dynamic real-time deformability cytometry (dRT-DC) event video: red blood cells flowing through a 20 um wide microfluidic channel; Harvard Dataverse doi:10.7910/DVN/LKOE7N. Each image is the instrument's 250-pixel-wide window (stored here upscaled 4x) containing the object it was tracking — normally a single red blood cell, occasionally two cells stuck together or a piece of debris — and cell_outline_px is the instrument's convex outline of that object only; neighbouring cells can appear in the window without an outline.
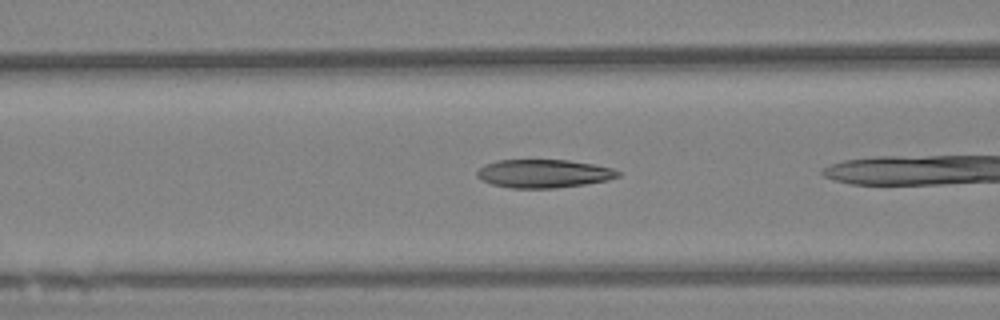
{"species": "Egyptian fruit bat (a non-hibernating species)", "species_latin": "Rousettus aegyptiacus", "temperature_condition": "warm", "stored_images_in_passage": 18, "camera_frame_rate_fps": 3000, "um_per_image_px": 0.085, "animal": {"sex": "female"}, "frame": {"image": 1, "passage_image": 5, "time_ms": 1.333, "image_size_px": [1000, 320], "cell_outline_px": [[620, 176], [608, 180], [584, 184], [556, 188], [508, 188], [492, 184], [480, 180], [476, 176], [476, 172], [484, 164], [496, 160], [568, 160], [592, 164], [612, 168], [620, 172]], "centroid_in_image_um": [46.17, 14.75], "position_along_channel_um": 120.4, "area_um2": 23.35}}
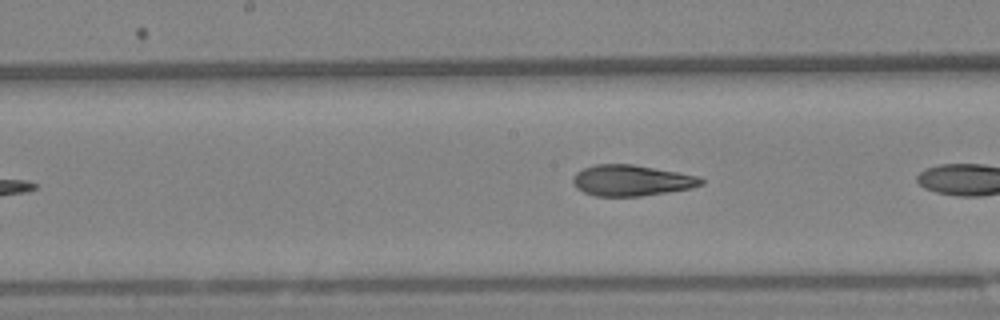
{"frame": {"image": 2, "passage_image": 12, "time_ms": 3.667, "image_size_px": [1000, 320], "cell_outline_px": [[704, 184], [692, 188], [640, 196], [596, 196], [584, 192], [576, 188], [572, 180], [576, 172], [584, 168], [596, 164], [632, 164], [680, 172], [700, 176], [704, 180]], "centroid_in_image_um": [53.71, 15.33], "position_along_channel_um": 194.5, "area_um2": 23.18}}
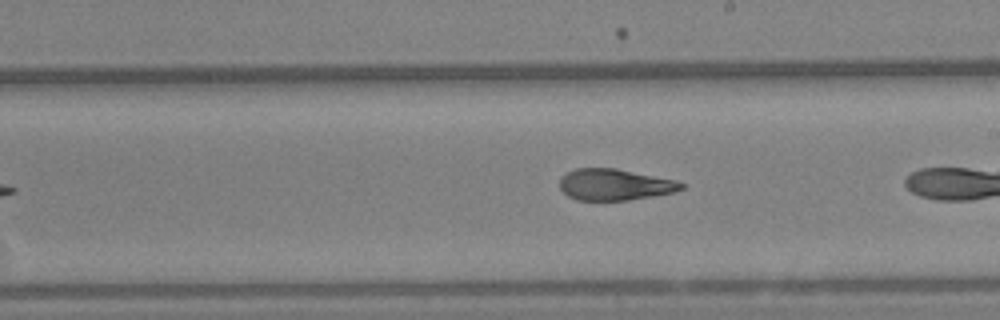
{"frame": {"image": 3, "passage_image": 16, "time_ms": 5.0, "image_size_px": [1000, 320], "cell_outline_px": [[684, 188], [672, 192], [652, 196], [628, 200], [576, 200], [568, 196], [560, 188], [560, 176], [576, 168], [616, 168], [676, 180], [684, 184]], "centroid_in_image_um": [52.22, 15.69], "position_along_channel_um": 236.8, "area_um2": 22.14}}